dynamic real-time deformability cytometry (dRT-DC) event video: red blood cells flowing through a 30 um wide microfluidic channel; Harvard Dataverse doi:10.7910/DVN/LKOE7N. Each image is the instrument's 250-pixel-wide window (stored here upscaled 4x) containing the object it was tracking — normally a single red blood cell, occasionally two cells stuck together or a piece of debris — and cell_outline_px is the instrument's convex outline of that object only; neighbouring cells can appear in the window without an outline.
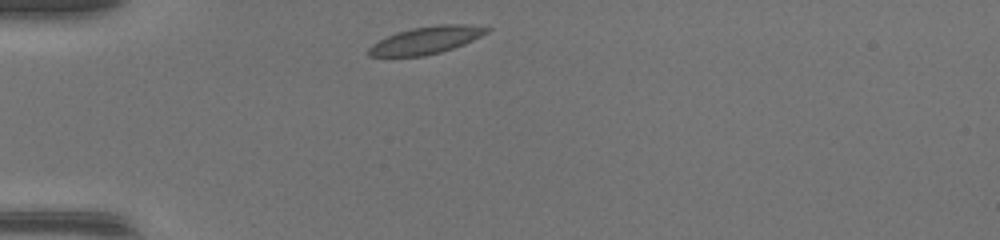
{"species": "common noctule bat (a hibernating species)", "species_latin": "Nyctalus noctula", "temperature_condition": "warm", "stored_images_in_passage": 29, "camera_frame_rate_fps": 3000, "um_per_image_px": 0.085, "animal": {"sex": "female", "body_mass_g": 17.0, "forearm_length_mm": 48.0}, "frame": {"image": 1, "passage_image": 1, "time_ms": 0.0, "image_size_px": [1000, 240], "cell_outline_px": [[492, 28], [488, 32], [464, 44], [440, 52], [424, 56], [368, 56], [368, 48], [372, 44], [396, 32], [412, 28], [440, 24], [464, 24]], "centroid_in_image_um": [36.22, 3.41], "position_along_channel_um": 48.8, "area_um2": 18.61}}
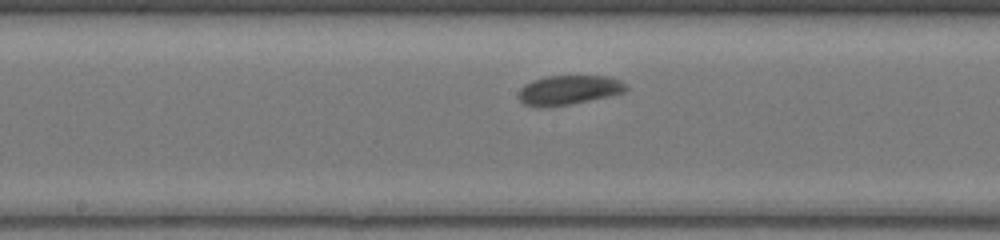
{"frame": {"image": 2, "passage_image": 13, "time_ms": 4.0, "image_size_px": [1000, 240], "cell_outline_px": [[628, 88], [624, 92], [608, 96], [568, 104], [540, 108], [524, 104], [516, 96], [520, 88], [524, 84], [532, 80], [548, 76], [608, 76], [620, 80], [628, 84]], "centroid_in_image_um": [48.31, 7.64], "position_along_channel_um": 199.9, "area_um2": 18.5}}
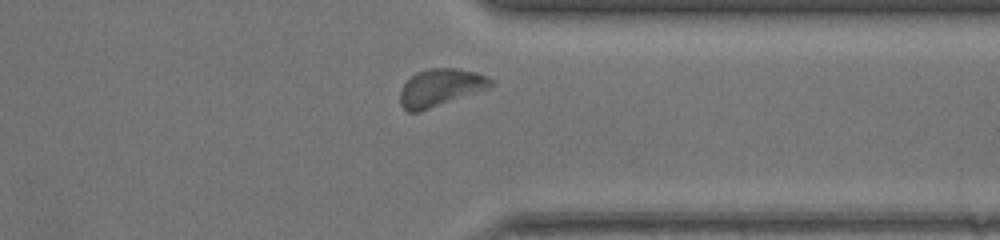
{"frame": {"image": 3, "passage_image": 25, "time_ms": 8.0, "image_size_px": [1000, 240], "cell_outline_px": [[496, 84], [488, 88], [420, 112], [408, 112], [400, 104], [400, 88], [416, 72], [428, 68], [456, 68], [476, 72], [488, 76]], "centroid_in_image_um": [37.44, 7.44], "position_along_channel_um": 374.0, "area_um2": 19.83}}